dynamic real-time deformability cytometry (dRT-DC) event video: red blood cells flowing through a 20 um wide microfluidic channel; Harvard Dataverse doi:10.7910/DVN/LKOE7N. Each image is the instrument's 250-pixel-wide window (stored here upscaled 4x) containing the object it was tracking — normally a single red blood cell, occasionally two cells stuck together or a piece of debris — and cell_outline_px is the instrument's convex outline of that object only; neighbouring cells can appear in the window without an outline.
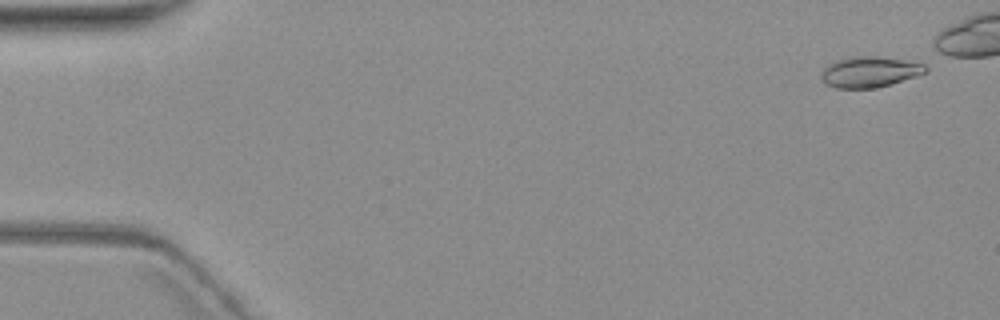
{"species": "common noctule bat (a hibernating species)", "species_latin": "Nyctalus noctula", "temperature_condition": "warm", "stored_images_in_passage": 9, "camera_frame_rate_fps": 3000, "um_per_image_px": 0.085, "animal": {"sex": "female", "body_mass_g": 19.3, "forearm_length_mm": 54.1}, "frame": {"image": 1, "passage_image": 1, "time_ms": 0.0, "image_size_px": [1000, 320], "cell_outline_px": [[928, 72], [876, 88], [836, 88], [828, 84], [820, 76], [820, 72], [824, 68], [840, 60], [852, 56], [876, 56], [904, 60], [924, 64], [928, 68]], "centroid_in_image_um": [73.94, 6.11], "position_along_channel_um": 11.1, "area_um2": 18.32}}
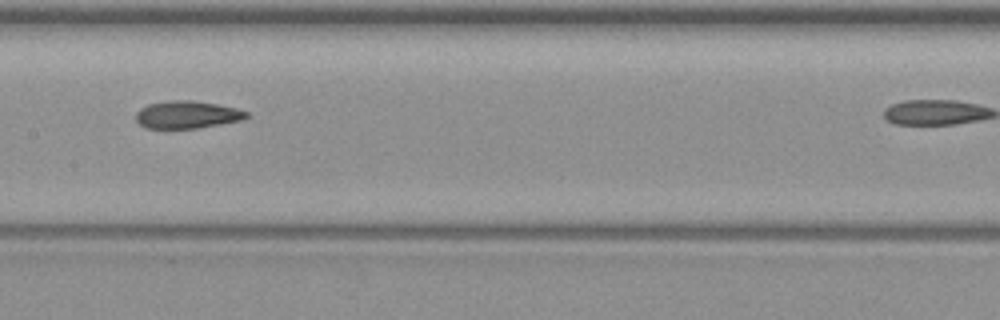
{"frame": {"image": 2, "passage_image": 8, "time_ms": 9.0, "image_size_px": [1000, 320], "cell_outline_px": [[248, 116], [240, 120], [220, 124], [196, 128], [144, 128], [136, 120], [136, 112], [140, 108], [148, 104], [168, 100], [192, 100], [216, 104], [236, 108], [248, 112]], "centroid_in_image_um": [15.86, 9.74], "position_along_channel_um": 191.5, "area_um2": 17.63}}